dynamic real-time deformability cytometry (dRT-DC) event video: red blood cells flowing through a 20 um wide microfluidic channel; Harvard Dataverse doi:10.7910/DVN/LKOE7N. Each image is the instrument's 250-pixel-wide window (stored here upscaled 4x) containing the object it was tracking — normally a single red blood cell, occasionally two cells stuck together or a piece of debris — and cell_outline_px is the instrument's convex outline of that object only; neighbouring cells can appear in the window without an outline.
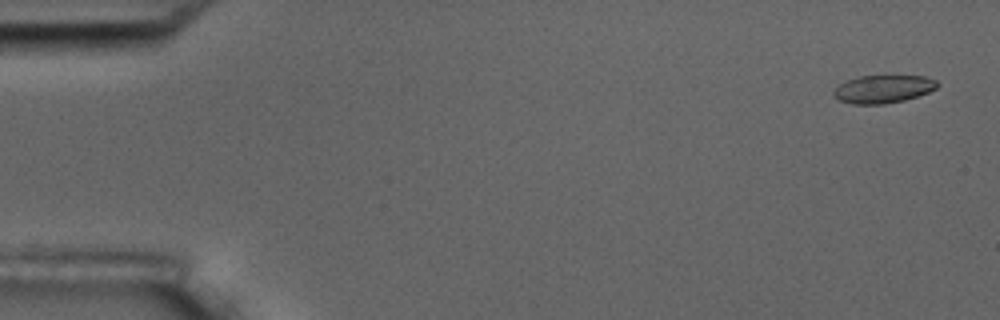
{"species": "common noctule bat (a hibernating species)", "species_latin": "Nyctalus noctula", "temperature_condition": "room temperature", "stored_images_in_passage": 6, "camera_frame_rate_fps": 3000, "um_per_image_px": 0.085, "animal": {"sex": "male", "body_mass_g": 17.5, "forearm_length_mm": 52.3}, "frame": {"image": 1, "passage_image": 1, "time_ms": 0.0, "image_size_px": [1000, 320], "cell_outline_px": [[940, 84], [936, 88], [928, 92], [904, 100], [884, 104], [852, 104], [840, 100], [832, 96], [832, 92], [840, 84], [848, 80], [860, 76], [924, 76], [936, 80]], "centroid_in_image_um": [75.06, 7.57], "position_along_channel_um": 9.9, "area_um2": 16.76}}